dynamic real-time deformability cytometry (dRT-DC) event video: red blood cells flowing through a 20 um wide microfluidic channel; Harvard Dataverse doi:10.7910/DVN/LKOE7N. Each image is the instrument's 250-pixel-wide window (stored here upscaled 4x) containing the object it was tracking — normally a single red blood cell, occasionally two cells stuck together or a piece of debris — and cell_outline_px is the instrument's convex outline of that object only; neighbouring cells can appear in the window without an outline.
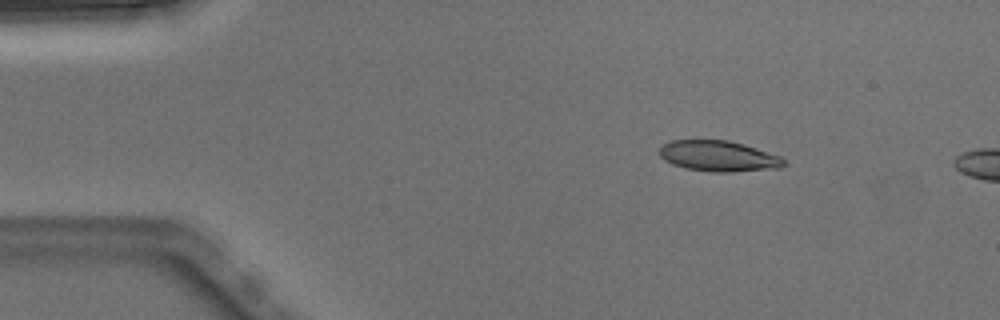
{"species": "Egyptian fruit bat (a non-hibernating species)", "species_latin": "Rousettus aegyptiacus", "temperature_condition": "warm", "stored_images_in_passage": 3, "camera_frame_rate_fps": 3000, "um_per_image_px": 0.085, "animal": {"sex": "male"}, "frame": {"image": 1, "passage_image": 2, "time_ms": 0.333, "image_size_px": [1000, 320], "cell_outline_px": [[788, 164], [780, 168], [732, 172], [712, 172], [684, 168], [672, 164], [664, 160], [660, 156], [660, 148], [664, 144], [672, 140], [728, 140], [744, 144], [780, 156]], "centroid_in_image_um": [61.09, 13.27], "position_along_channel_um": 23.9, "area_um2": 22.37}}